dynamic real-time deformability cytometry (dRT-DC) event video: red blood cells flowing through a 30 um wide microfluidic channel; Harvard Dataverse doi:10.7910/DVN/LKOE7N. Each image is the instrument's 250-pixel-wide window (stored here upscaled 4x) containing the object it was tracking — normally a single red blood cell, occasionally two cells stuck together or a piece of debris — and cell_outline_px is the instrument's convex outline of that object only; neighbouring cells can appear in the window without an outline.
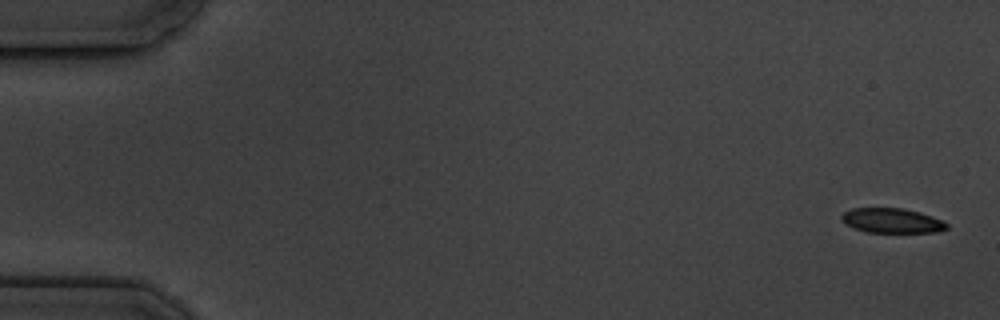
{"species": "common noctule bat (a hibernating species)", "species_latin": "Nyctalus noctula", "temperature_condition": "cold", "stored_images_in_passage": 9, "camera_frame_rate_fps": 3000, "um_per_image_px": 0.085, "animal": {"sex": "male", "body_mass_g": 19.5, "forearm_length_mm": 54.6}, "frame": {"image": 1, "passage_image": 1, "time_ms": 0.0, "image_size_px": [1000, 320], "cell_outline_px": [[948, 228], [936, 232], [868, 232], [844, 224], [840, 220], [840, 216], [844, 212], [852, 208], [904, 208], [920, 212], [932, 216], [948, 224]], "centroid_in_image_um": [75.78, 18.74], "position_along_channel_um": 9.2, "area_um2": 15.14}}
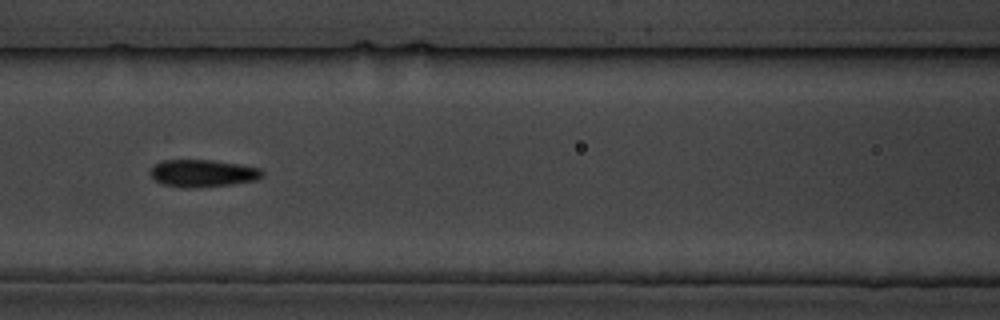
{"frame": {"image": 2, "passage_image": 7, "time_ms": 8.0, "image_size_px": [1000, 320], "cell_outline_px": [[264, 172], [256, 180], [232, 184], [200, 188], [180, 188], [160, 184], [152, 176], [152, 168], [156, 164], [164, 160], [212, 160], [260, 168]], "centroid_in_image_um": [17.22, 14.75], "position_along_channel_um": 149.4, "area_um2": 17.74}}
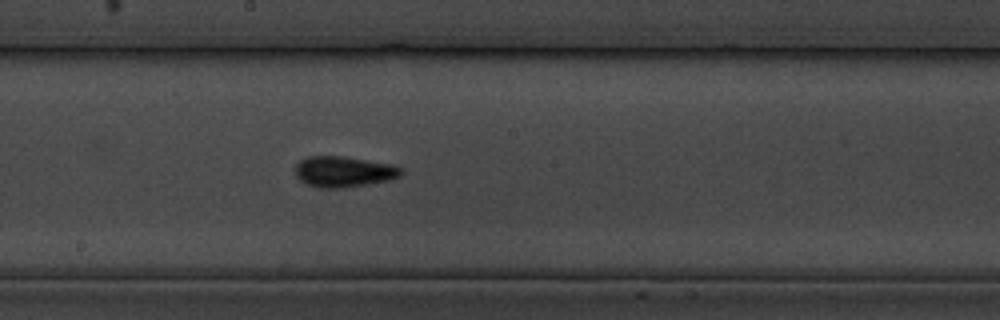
{"frame": {"image": 3, "passage_image": 9, "time_ms": 10.0, "image_size_px": [1000, 320], "cell_outline_px": [[400, 176], [388, 180], [368, 184], [344, 188], [320, 188], [304, 184], [296, 176], [296, 164], [300, 160], [308, 156], [340, 156], [368, 160], [392, 164], [400, 168]], "centroid_in_image_um": [29.16, 14.6], "position_along_channel_um": 219.0, "area_um2": 18.96}}